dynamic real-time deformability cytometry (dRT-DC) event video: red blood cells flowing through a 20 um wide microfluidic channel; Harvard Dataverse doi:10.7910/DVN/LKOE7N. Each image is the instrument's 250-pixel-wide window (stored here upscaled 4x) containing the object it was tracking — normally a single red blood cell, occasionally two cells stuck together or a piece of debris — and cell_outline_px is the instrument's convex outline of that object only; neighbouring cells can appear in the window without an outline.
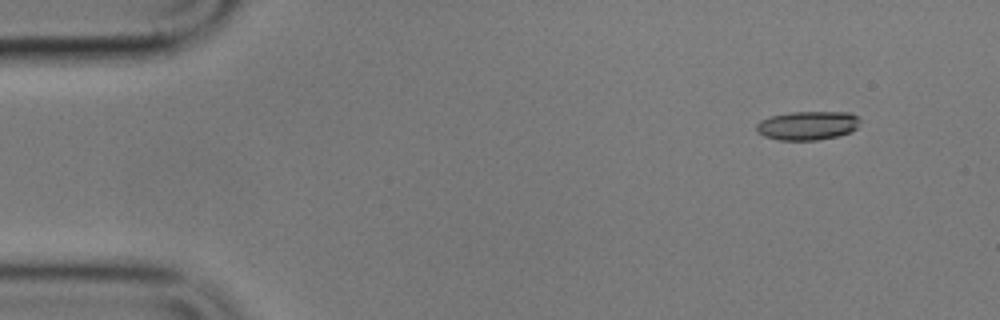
{"species": "common noctule bat (a hibernating species)", "species_latin": "Nyctalus noctula", "temperature_condition": "cold", "stored_images_in_passage": 9, "camera_frame_rate_fps": 3000, "um_per_image_px": 0.085, "animal": {"sex": "male", "body_mass_g": 17.9}, "frame": {"image": 1, "passage_image": 1, "time_ms": 0.0, "image_size_px": [1000, 320], "cell_outline_px": [[860, 120], [856, 128], [852, 132], [836, 136], [816, 140], [780, 140], [764, 136], [756, 132], [756, 124], [760, 120], [772, 116], [788, 112], [848, 112], [860, 116]], "centroid_in_image_um": [68.65, 10.66], "position_along_channel_um": 16.4, "area_um2": 17.51}}
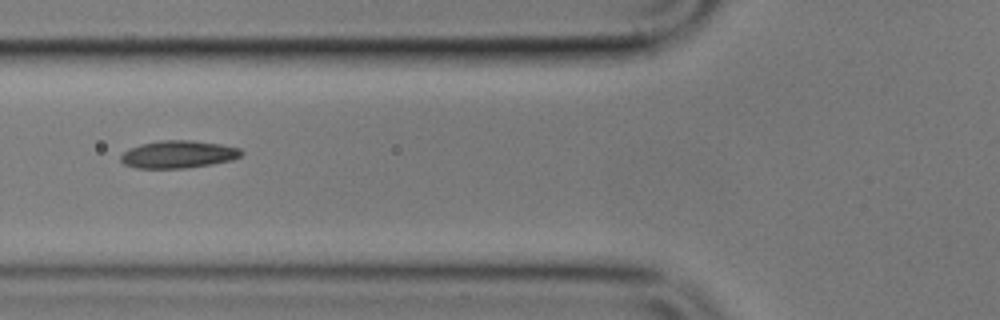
{"frame": {"image": 2, "passage_image": 6, "time_ms": 5.667, "image_size_px": [1000, 320], "cell_outline_px": [[244, 152], [240, 156], [232, 160], [212, 164], [184, 168], [136, 168], [124, 164], [120, 160], [120, 156], [124, 152], [132, 148], [144, 144], [160, 140], [188, 140], [220, 144], [240, 148]], "centroid_in_image_um": [15.18, 13.12], "position_along_channel_um": 110.6, "area_um2": 19.13}}
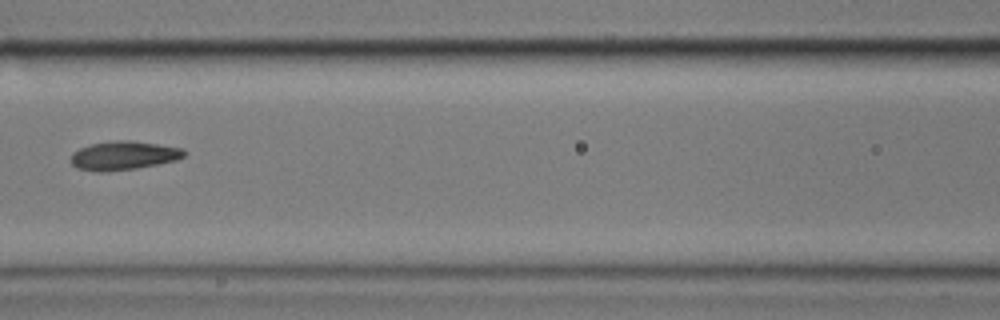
{"frame": {"image": 3, "passage_image": 7, "time_ms": 7.0, "image_size_px": [1000, 320], "cell_outline_px": [[184, 156], [176, 160], [136, 168], [104, 172], [96, 172], [76, 168], [68, 160], [72, 152], [80, 148], [92, 144], [112, 140], [128, 140], [184, 148]], "centroid_in_image_um": [10.43, 13.22], "position_along_channel_um": 156.2, "area_um2": 19.02}}